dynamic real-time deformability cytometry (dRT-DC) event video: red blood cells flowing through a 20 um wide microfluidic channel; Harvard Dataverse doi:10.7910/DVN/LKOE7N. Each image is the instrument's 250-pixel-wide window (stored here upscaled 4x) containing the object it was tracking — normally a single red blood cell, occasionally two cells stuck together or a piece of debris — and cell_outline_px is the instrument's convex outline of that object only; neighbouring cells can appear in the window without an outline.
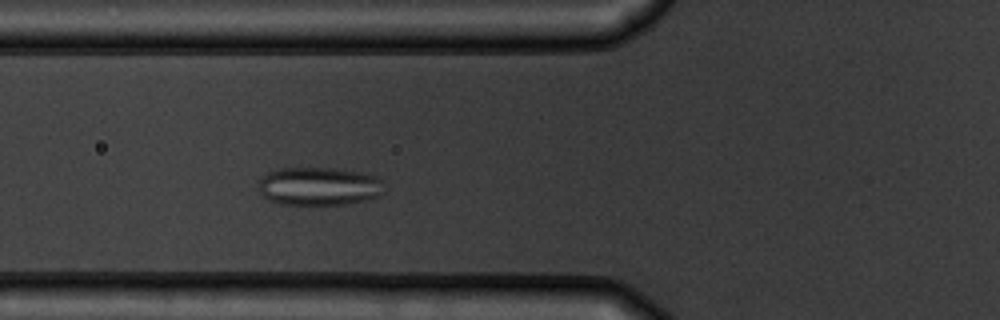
{"species": "common noctule bat (a hibernating species)", "species_latin": "Nyctalus noctula", "temperature_condition": "warm", "stored_images_in_passage": 4, "camera_frame_rate_fps": 3000, "um_per_image_px": 0.085, "animal": {"sex": "male", "body_mass_g": 19.5, "forearm_length_mm": 54.6}, "frame": {"image": 1, "passage_image": 4, "time_ms": 3.333, "image_size_px": [1000, 320], "cell_outline_px": [[384, 192], [376, 196], [364, 200], [344, 204], [280, 204], [268, 200], [260, 192], [260, 176], [268, 172], [280, 168], [336, 168], [360, 172], [376, 176], [380, 180]], "centroid_in_image_um": [27.08, 15.82], "position_along_channel_um": 98.7, "area_um2": 27.86}}